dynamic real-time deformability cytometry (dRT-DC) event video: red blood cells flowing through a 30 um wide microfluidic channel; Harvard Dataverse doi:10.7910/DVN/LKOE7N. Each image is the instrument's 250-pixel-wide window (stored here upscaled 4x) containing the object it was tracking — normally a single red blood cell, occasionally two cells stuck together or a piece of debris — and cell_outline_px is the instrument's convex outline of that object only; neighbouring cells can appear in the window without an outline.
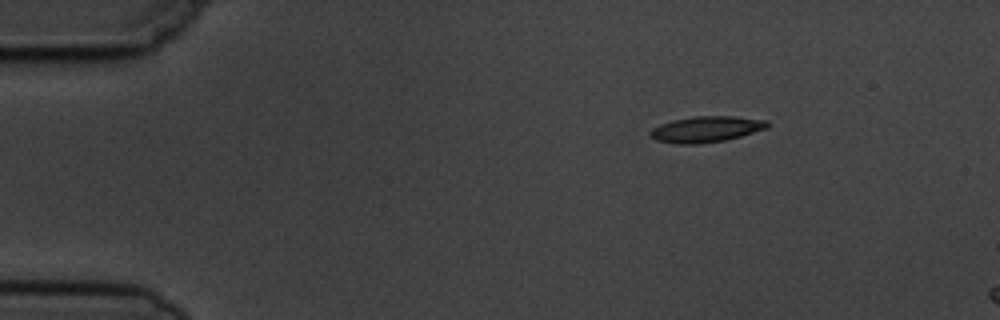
{"species": "common noctule bat (a hibernating species)", "species_latin": "Nyctalus noctula", "temperature_condition": "cold", "stored_images_in_passage": 3, "camera_frame_rate_fps": 3000, "um_per_image_px": 0.085, "animal": {"sex": "male", "body_mass_g": 19.5, "forearm_length_mm": 54.6}, "frame": {"image": 1, "passage_image": 1, "time_ms": 0.0, "image_size_px": [1000, 320], "cell_outline_px": [[768, 128], [740, 136], [724, 140], [700, 144], [676, 144], [656, 140], [648, 132], [652, 128], [660, 124], [672, 120], [692, 116], [732, 116], [768, 120]], "centroid_in_image_um": [60.0, 10.98], "position_along_channel_um": 25.0, "area_um2": 17.74}}